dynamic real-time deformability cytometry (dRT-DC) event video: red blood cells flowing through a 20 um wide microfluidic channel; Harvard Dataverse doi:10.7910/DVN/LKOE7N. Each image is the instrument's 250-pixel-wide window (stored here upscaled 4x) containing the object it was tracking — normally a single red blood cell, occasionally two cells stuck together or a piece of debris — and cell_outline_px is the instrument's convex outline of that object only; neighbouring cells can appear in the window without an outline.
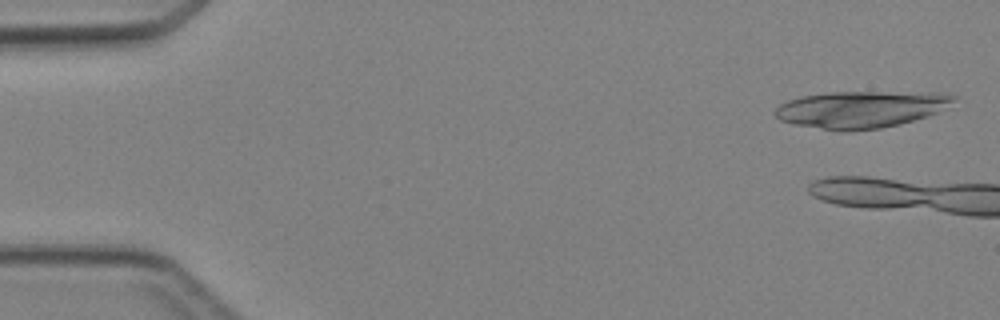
{"species": "Egyptian fruit bat (a non-hibernating species)", "species_latin": "Rousettus aegyptiacus", "temperature_condition": "cold", "stored_images_in_passage": 3, "camera_frame_rate_fps": 3000, "um_per_image_px": 0.085, "animal": {"sex": "female"}, "frame": {"image": 1, "passage_image": 1, "time_ms": 0.0, "image_size_px": [1000, 320], "cell_outline_px": [[956, 100], [936, 112], [928, 116], [900, 124], [880, 128], [852, 132], [840, 132], [796, 124], [780, 120], [772, 112], [780, 104], [788, 100], [800, 96], [828, 92], [948, 92], [956, 96]], "centroid_in_image_um": [73.18, 9.29], "position_along_channel_um": 11.8, "area_um2": 38.78}}